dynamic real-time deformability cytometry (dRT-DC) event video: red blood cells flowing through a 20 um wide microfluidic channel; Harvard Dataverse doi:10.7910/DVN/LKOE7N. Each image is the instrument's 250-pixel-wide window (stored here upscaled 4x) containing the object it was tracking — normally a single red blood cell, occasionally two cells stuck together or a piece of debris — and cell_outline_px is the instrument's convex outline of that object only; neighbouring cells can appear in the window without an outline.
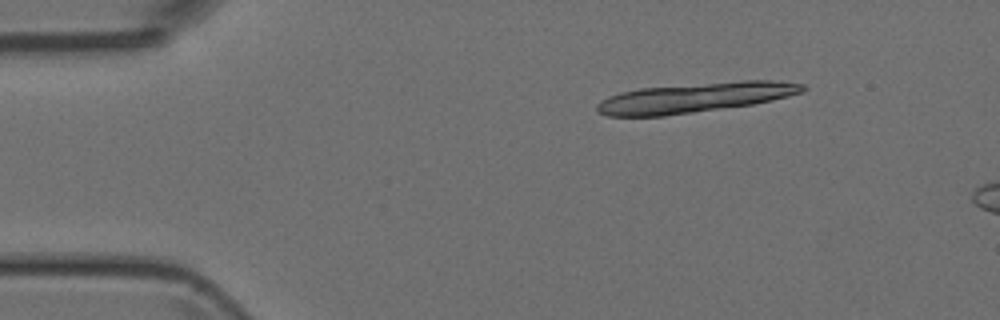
{"species": "Egyptian fruit bat (a non-hibernating species)", "species_latin": "Rousettus aegyptiacus", "temperature_condition": "room temperature", "stored_images_in_passage": 4, "camera_frame_rate_fps": 3000, "um_per_image_px": 0.085, "animal": {"sex": "female"}, "frame": {"image": 1, "passage_image": 2, "time_ms": 2.0, "image_size_px": [1000, 320], "cell_outline_px": [[808, 88], [804, 92], [772, 100], [752, 104], [664, 116], [608, 116], [596, 112], [596, 104], [600, 100], [608, 96], [620, 92], [640, 88], [740, 80], [772, 80], [804, 84]], "centroid_in_image_um": [59.05, 8.29], "position_along_channel_um": 25.9, "area_um2": 35.89}}